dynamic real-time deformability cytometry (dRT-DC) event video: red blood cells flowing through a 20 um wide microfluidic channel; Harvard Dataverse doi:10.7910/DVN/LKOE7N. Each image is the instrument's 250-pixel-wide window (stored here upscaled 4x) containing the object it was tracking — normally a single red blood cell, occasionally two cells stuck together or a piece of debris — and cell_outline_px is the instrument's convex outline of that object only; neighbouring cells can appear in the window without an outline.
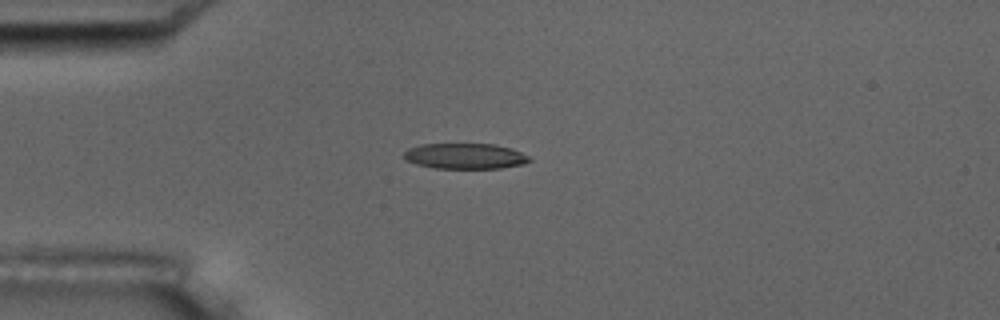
{"species": "common noctule bat (a hibernating species)", "species_latin": "Nyctalus noctula", "temperature_condition": "room temperature", "stored_images_in_passage": 8, "camera_frame_rate_fps": 3000, "um_per_image_px": 0.085, "animal": {"sex": "male", "body_mass_g": 17.5, "forearm_length_mm": 52.3}, "frame": {"image": 1, "passage_image": 1, "time_ms": 0.0, "image_size_px": [1000, 320], "cell_outline_px": [[532, 160], [524, 164], [500, 168], [436, 168], [416, 164], [404, 160], [404, 152], [408, 148], [420, 144], [496, 144], [512, 148], [528, 156]], "centroid_in_image_um": [39.52, 13.26], "position_along_channel_um": 45.5, "area_um2": 18.79}}
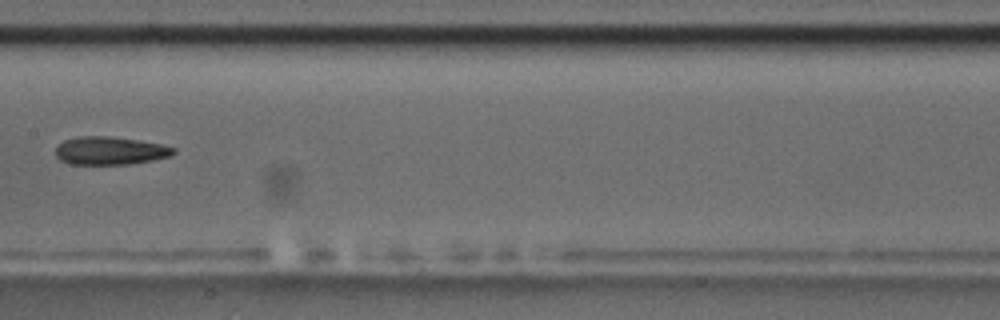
{"frame": {"image": 2, "passage_image": 5, "time_ms": 1.333, "image_size_px": [1000, 320], "cell_outline_px": [[176, 152], [172, 156], [152, 160], [128, 164], [72, 164], [60, 160], [56, 156], [56, 148], [64, 140], [76, 136], [108, 136], [136, 140], [160, 144], [176, 148]], "centroid_in_image_um": [9.36, 12.81], "position_along_channel_um": 198.0, "area_um2": 19.19}}
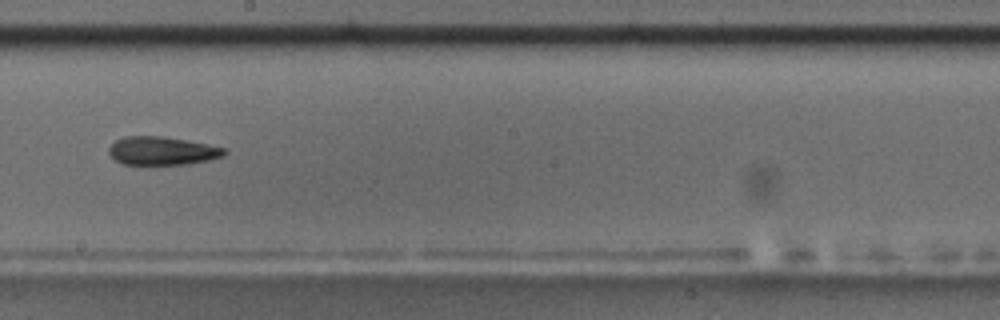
{"frame": {"image": 3, "passage_image": 6, "time_ms": 1.667, "image_size_px": [1000, 320], "cell_outline_px": [[228, 152], [224, 156], [208, 160], [188, 164], [120, 164], [108, 152], [108, 148], [116, 140], [124, 136], [164, 136], [208, 144], [228, 148]], "centroid_in_image_um": [13.82, 12.81], "position_along_channel_um": 234.4, "area_um2": 19.19}}